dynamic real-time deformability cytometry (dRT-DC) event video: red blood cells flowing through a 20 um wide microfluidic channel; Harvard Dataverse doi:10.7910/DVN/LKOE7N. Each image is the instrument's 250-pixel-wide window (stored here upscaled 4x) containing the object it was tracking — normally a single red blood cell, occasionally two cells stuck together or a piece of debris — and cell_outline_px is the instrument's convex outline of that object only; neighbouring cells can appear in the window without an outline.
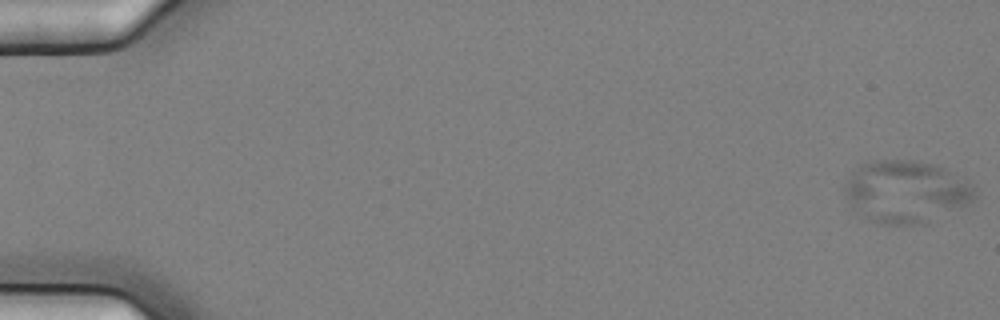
{"species": "common noctule bat (a hibernating species)", "species_latin": "Nyctalus noctula", "temperature_condition": "cold", "stored_images_in_passage": 11, "camera_frame_rate_fps": 3000, "um_per_image_px": 0.085, "animal": {"sex": "female", "body_mass_g": 25.1}, "frame": {"image": 1, "passage_image": 1, "time_ms": 0.0, "image_size_px": [1000, 320], "cell_outline_px": [[976, 200], [928, 224], [876, 224], [860, 220], [844, 196], [844, 180], [860, 164], [872, 160], [912, 160], [936, 164], [944, 168], [972, 184], [976, 196]], "centroid_in_image_um": [76.94, 16.32], "position_along_channel_um": 8.1, "area_um2": 48.44}}
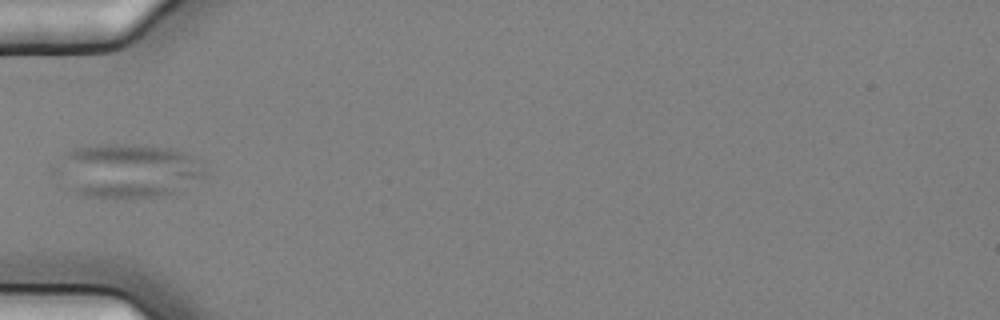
{"frame": {"image": 2, "passage_image": 6, "time_ms": 1.667, "image_size_px": [1000, 320], "cell_outline_px": [[204, 176], [164, 196], [84, 196], [76, 192], [52, 172], [52, 168], [64, 152], [72, 148], [100, 144], [136, 144], [168, 148], [204, 160]], "centroid_in_image_um": [10.79, 14.46], "position_along_channel_um": 74.2, "area_um2": 46.47}}
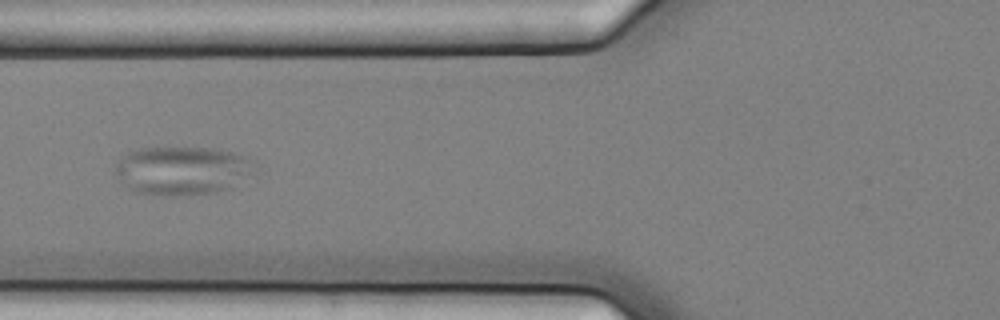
{"frame": {"image": 3, "passage_image": 7, "time_ms": 2.0, "image_size_px": [1000, 320], "cell_outline_px": [[256, 160], [248, 172], [232, 188], [216, 192], [176, 196], [164, 196], [136, 192], [128, 188], [116, 172], [116, 164], [128, 152], [140, 148], [212, 148], [232, 152], [248, 156]], "centroid_in_image_um": [15.48, 14.5], "position_along_channel_um": 110.3, "area_um2": 38.96}}